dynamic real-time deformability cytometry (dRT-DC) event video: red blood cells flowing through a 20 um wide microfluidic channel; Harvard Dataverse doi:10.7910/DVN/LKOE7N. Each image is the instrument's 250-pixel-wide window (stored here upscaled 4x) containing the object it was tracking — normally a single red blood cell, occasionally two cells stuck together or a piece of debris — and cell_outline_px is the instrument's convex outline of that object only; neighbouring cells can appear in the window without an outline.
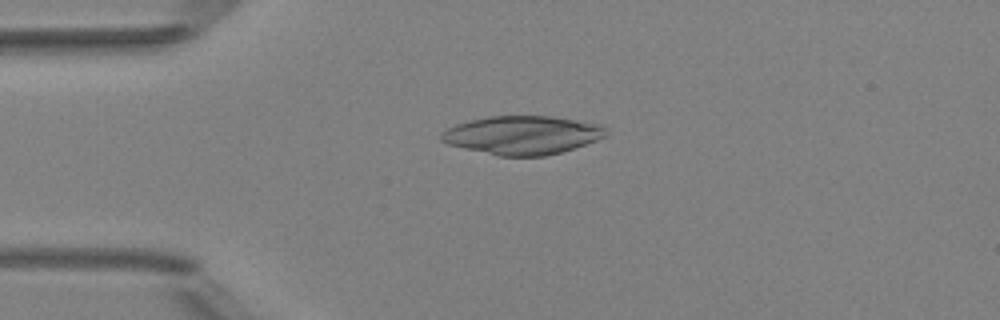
{"species": "Egyptian fruit bat (a non-hibernating species)", "species_latin": "Rousettus aegyptiacus", "temperature_condition": "room temperature", "stored_images_in_passage": 6, "camera_frame_rate_fps": 3000, "um_per_image_px": 0.085, "animal": {"sex": "female"}, "frame": {"image": 1, "passage_image": 4, "time_ms": 3.333, "image_size_px": [1000, 320], "cell_outline_px": [[608, 132], [604, 136], [596, 140], [560, 152], [544, 156], [500, 156], [464, 148], [448, 144], [440, 140], [440, 136], [448, 128], [456, 124], [488, 116], [552, 116], [604, 124]], "centroid_in_image_um": [44.43, 11.47], "position_along_channel_um": 40.6, "area_um2": 36.76}}
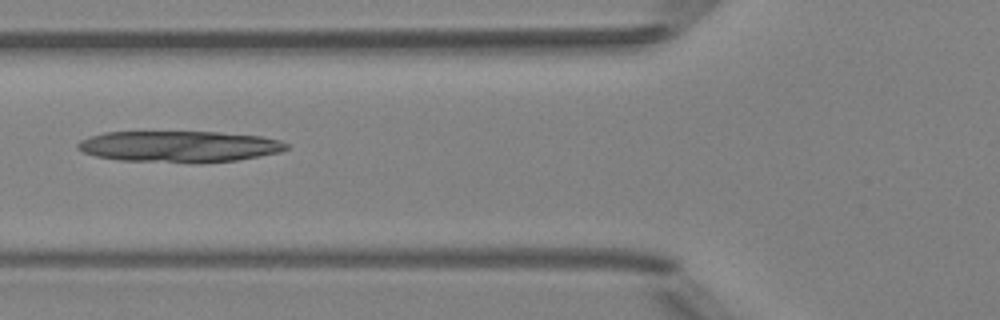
{"frame": {"image": 2, "passage_image": 6, "time_ms": 5.667, "image_size_px": [1000, 320], "cell_outline_px": [[288, 148], [280, 152], [260, 156], [236, 160], [196, 164], [120, 160], [96, 156], [84, 152], [76, 148], [76, 144], [80, 140], [88, 136], [104, 132], [220, 132], [260, 136], [280, 140], [288, 144]], "centroid_in_image_um": [15.22, 12.46], "position_along_channel_um": 110.6, "area_um2": 38.44}}